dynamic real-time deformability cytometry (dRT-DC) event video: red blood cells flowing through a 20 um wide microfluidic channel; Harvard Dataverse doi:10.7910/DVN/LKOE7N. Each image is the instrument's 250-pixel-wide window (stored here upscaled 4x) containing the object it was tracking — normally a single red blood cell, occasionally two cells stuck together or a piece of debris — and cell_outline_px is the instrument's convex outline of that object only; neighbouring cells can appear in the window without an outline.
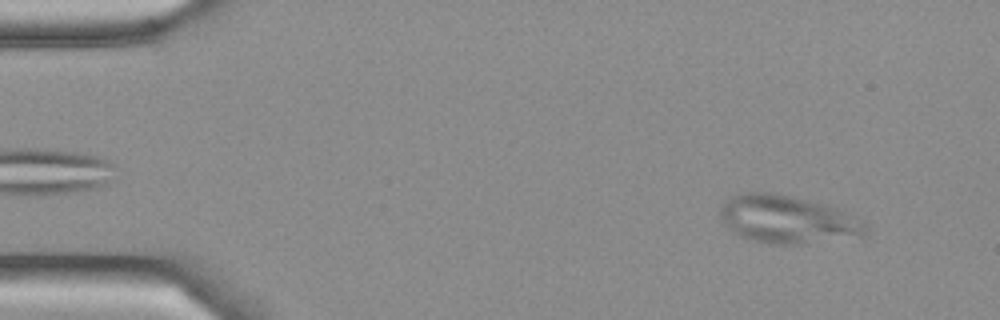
{"species": "Egyptian fruit bat (a non-hibernating species)", "species_latin": "Rousettus aegyptiacus", "temperature_condition": "cold", "stored_images_in_passage": 4, "camera_frame_rate_fps": 3000, "um_per_image_px": 0.085, "frame": {"image": 1, "passage_image": 1, "time_ms": 0.0, "image_size_px": [1000, 320], "cell_outline_px": [[868, 228], [864, 236], [800, 244], [776, 244], [756, 240], [740, 236], [728, 228], [720, 220], [720, 208], [724, 200], [740, 192], [772, 192], [836, 208], [864, 220], [868, 224]], "centroid_in_image_um": [66.93, 18.65], "position_along_channel_um": 18.1, "area_um2": 40.4}}